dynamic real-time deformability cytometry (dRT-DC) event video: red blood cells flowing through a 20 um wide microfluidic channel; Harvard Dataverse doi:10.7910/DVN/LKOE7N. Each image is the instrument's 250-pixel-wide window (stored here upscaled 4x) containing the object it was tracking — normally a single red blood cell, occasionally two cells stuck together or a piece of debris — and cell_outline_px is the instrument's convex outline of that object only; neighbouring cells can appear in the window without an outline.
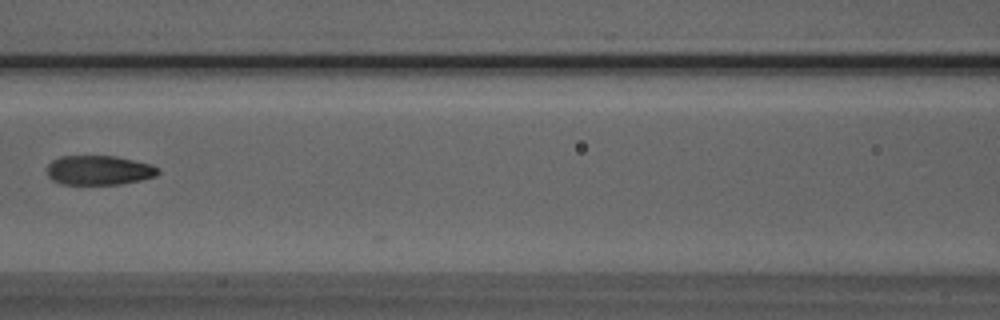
{"species": "Egyptian fruit bat (a non-hibernating species)", "species_latin": "Rousettus aegyptiacus", "temperature_condition": "room temperature", "stored_images_in_passage": 7, "camera_frame_rate_fps": 3000, "um_per_image_px": 0.085, "animal": {"sex": "male"}, "frame": {"image": 1, "passage_image": 7, "time_ms": 7.0, "image_size_px": [1000, 320], "cell_outline_px": [[160, 172], [156, 176], [140, 180], [120, 184], [60, 184], [52, 180], [48, 176], [48, 164], [52, 160], [60, 156], [116, 156], [152, 164], [160, 168]], "centroid_in_image_um": [8.43, 14.46], "position_along_channel_um": 158.2, "area_um2": 19.19}}